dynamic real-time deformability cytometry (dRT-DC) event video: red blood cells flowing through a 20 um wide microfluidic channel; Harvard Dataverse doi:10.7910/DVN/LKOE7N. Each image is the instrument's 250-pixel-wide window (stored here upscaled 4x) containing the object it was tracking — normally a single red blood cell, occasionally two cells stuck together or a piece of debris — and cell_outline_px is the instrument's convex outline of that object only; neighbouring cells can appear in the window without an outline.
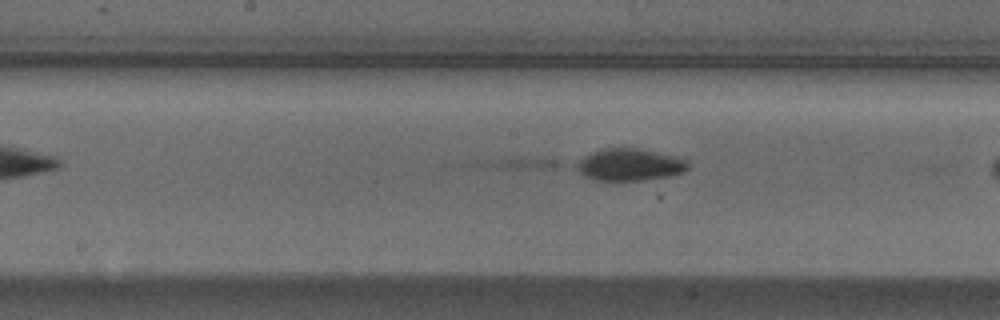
{"species": "Egyptian fruit bat (a non-hibernating species)", "species_latin": "Rousettus aegyptiacus", "temperature_condition": "cold", "stored_images_in_passage": 16, "camera_frame_rate_fps": 3000, "um_per_image_px": 0.085, "animal": {"sex": "male"}, "frame": {"image": 1, "passage_image": 14, "time_ms": 4.333, "image_size_px": [1000, 320], "cell_outline_px": [[688, 168], [684, 172], [672, 176], [644, 180], [596, 180], [584, 176], [576, 168], [576, 164], [584, 156], [592, 152], [604, 148], [636, 148], [676, 156], [688, 160]], "centroid_in_image_um": [53.55, 14.0], "position_along_channel_um": 194.6, "area_um2": 20.81}}